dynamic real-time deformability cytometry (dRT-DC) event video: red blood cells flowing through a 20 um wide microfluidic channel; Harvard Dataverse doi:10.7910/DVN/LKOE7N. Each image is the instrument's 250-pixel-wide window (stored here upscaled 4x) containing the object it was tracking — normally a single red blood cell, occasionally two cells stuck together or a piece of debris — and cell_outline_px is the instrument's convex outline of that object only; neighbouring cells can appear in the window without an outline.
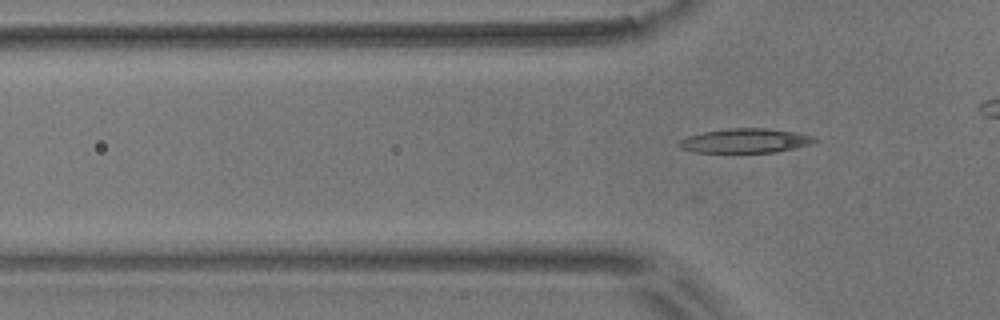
{"species": "common noctule bat (a hibernating species)", "species_latin": "Nyctalus noctula", "temperature_condition": "room temperature", "stored_images_in_passage": 34, "camera_frame_rate_fps": 3000, "um_per_image_px": 0.085, "animal": {"sex": "male", "body_mass_g": 17.9}, "frame": {"image": 1, "passage_image": 2, "time_ms": 0.333, "image_size_px": [1000, 320], "cell_outline_px": [[820, 140], [812, 144], [796, 148], [776, 152], [696, 152], [684, 148], [676, 144], [680, 140], [688, 136], [704, 132], [728, 128], [768, 128], [796, 132], [812, 136]], "centroid_in_image_um": [63.42, 11.95], "position_along_channel_um": 62.4, "area_um2": 19.19}}
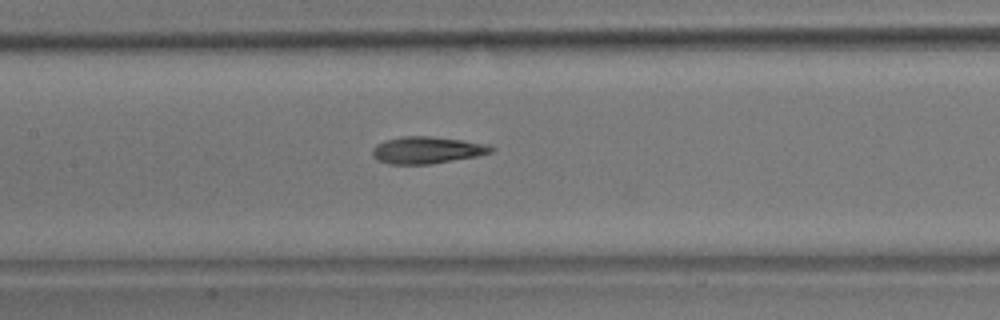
{"frame": {"image": 2, "passage_image": 11, "time_ms": 3.333, "image_size_px": [1000, 320], "cell_outline_px": [[496, 148], [492, 152], [476, 156], [432, 164], [388, 164], [376, 160], [372, 156], [372, 148], [376, 144], [384, 140], [400, 136], [432, 136], [488, 144]], "centroid_in_image_um": [36.25, 12.76], "position_along_channel_um": 171.2, "area_um2": 18.84}}
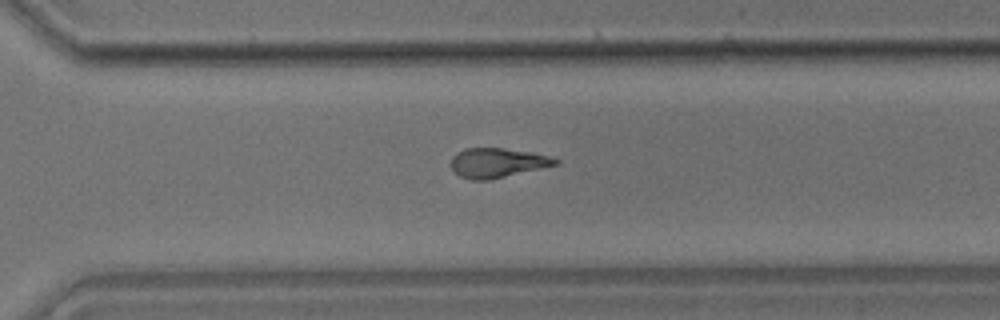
{"frame": {"image": 3, "passage_image": 24, "time_ms": 7.667, "image_size_px": [1000, 320], "cell_outline_px": [[560, 164], [488, 180], [472, 180], [460, 176], [452, 168], [452, 156], [456, 152], [464, 148], [504, 148], [552, 156], [560, 160]], "centroid_in_image_um": [42.3, 13.83], "position_along_channel_um": 328.3, "area_um2": 17.92}, "authors_computed_cell_mechanics": {"area_um2": 18.0336, "velocity_mm_per_s": 3.642, "shape_relaxation_time_tau1_ms": 7.0534, "shape_relaxation_time_tau2_ms": 4.2371, "deformation_change_tau1": 0.2044, "deformation_change_tau2": 0.126}}